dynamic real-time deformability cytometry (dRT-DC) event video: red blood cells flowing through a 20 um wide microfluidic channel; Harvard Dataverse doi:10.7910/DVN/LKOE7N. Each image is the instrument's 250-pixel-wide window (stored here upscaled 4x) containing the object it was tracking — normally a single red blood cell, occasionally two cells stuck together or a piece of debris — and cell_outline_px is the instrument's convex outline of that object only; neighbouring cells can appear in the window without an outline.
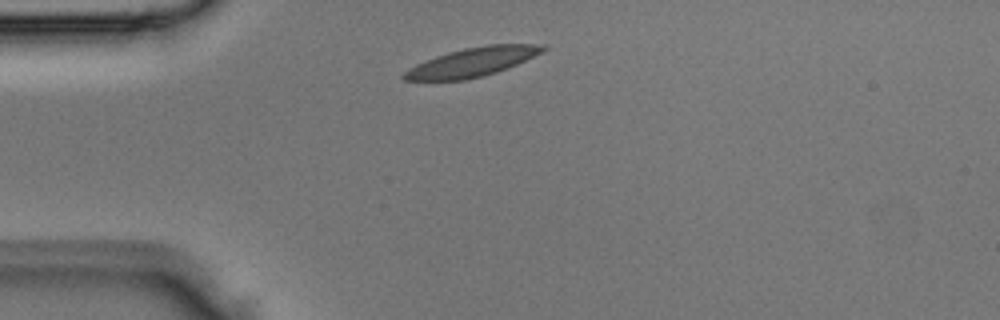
{"species": "Egyptian fruit bat (a non-hibernating species)", "species_latin": "Rousettus aegyptiacus", "temperature_condition": "room temperature", "stored_images_in_passage": 1, "camera_frame_rate_fps": 3000, "um_per_image_px": 0.085, "animal": {"sex": "male"}, "frame": {"image": 1, "passage_image": 1, "time_ms": 0.0, "image_size_px": [1000, 320], "cell_outline_px": [[548, 48], [508, 68], [496, 72], [464, 80], [404, 80], [400, 76], [408, 68], [424, 60], [448, 52], [464, 48], [484, 44], [544, 44]], "centroid_in_image_um": [40.1, 5.27], "position_along_channel_um": 44.9, "area_um2": 23.24}}